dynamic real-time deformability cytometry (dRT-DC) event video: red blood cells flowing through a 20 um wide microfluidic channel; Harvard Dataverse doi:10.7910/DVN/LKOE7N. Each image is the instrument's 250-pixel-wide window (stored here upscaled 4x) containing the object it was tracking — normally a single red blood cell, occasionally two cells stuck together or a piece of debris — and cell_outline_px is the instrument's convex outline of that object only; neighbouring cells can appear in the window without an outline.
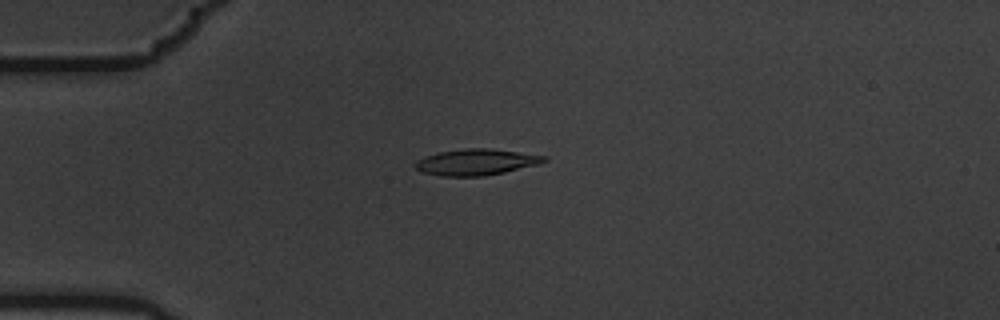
{"species": "common noctule bat (a hibernating species)", "species_latin": "Nyctalus noctula", "temperature_condition": "warm", "stored_images_in_passage": 7, "camera_frame_rate_fps": 3000, "um_per_image_px": 0.085, "animal": {"sex": "male", "body_mass_g": 19.5, "forearm_length_mm": 54.6}, "frame": {"image": 1, "passage_image": 5, "time_ms": 1.333, "image_size_px": [1000, 320], "cell_outline_px": [[548, 160], [540, 164], [504, 172], [484, 176], [440, 176], [420, 172], [412, 164], [416, 160], [424, 156], [440, 152], [468, 148], [488, 148], [548, 156]], "centroid_in_image_um": [40.45, 13.78], "position_along_channel_um": 44.5, "area_um2": 19.77}}
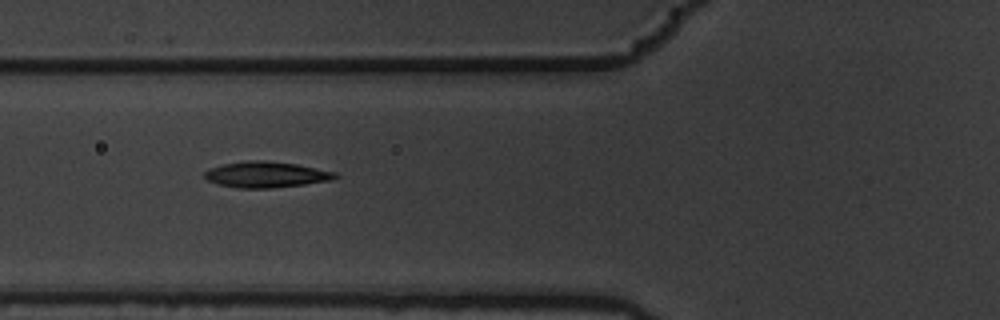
{"frame": {"image": 2, "passage_image": 7, "time_ms": 2.0, "image_size_px": [1000, 320], "cell_outline_px": [[340, 176], [332, 180], [304, 184], [272, 188], [236, 188], [216, 184], [208, 180], [204, 176], [204, 172], [208, 168], [224, 164], [248, 160], [264, 160], [296, 164], [336, 172]], "centroid_in_image_um": [22.6, 14.84], "position_along_channel_um": 103.2, "area_um2": 19.83}}